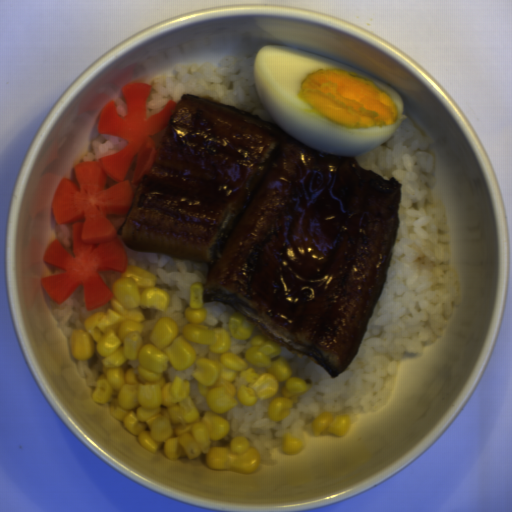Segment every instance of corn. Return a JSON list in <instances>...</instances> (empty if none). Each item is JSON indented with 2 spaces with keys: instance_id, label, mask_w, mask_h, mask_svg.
<instances>
[{
  "instance_id": "corn-1",
  "label": "corn",
  "mask_w": 512,
  "mask_h": 512,
  "mask_svg": "<svg viewBox=\"0 0 512 512\" xmlns=\"http://www.w3.org/2000/svg\"><path fill=\"white\" fill-rule=\"evenodd\" d=\"M111 292L109 308L84 319V329H74L70 335L74 360L94 356V344L103 357L102 374L91 394L93 402L110 404L112 415L122 420L148 452L156 453L163 444L167 459L192 460L204 454L214 470L254 472L261 456L246 438L233 436L222 447H211V442L228 436L230 423L220 415L234 408L237 398L250 405L269 399L284 381L282 395L267 405L268 419L276 422L287 417L297 398L308 391L306 381L292 377L279 343L265 333L249 340L244 357L263 368L262 374L231 354L226 329L201 325L206 320L204 284L196 281L189 288V306L184 310L187 323L181 333L176 321L163 316L151 330L150 343L144 344L145 315L140 308L164 311L169 293L156 288V276L132 265L120 272ZM194 343L207 345L219 358L197 357ZM192 363L196 365L193 378L210 409L204 414L190 397L188 381L166 377L167 368L181 370Z\"/></svg>"
},
{
  "instance_id": "corn-2",
  "label": "corn",
  "mask_w": 512,
  "mask_h": 512,
  "mask_svg": "<svg viewBox=\"0 0 512 512\" xmlns=\"http://www.w3.org/2000/svg\"><path fill=\"white\" fill-rule=\"evenodd\" d=\"M352 425L350 414L333 417V412L321 413L312 420V432L316 435L331 433L336 436H344Z\"/></svg>"
},
{
  "instance_id": "corn-3",
  "label": "corn",
  "mask_w": 512,
  "mask_h": 512,
  "mask_svg": "<svg viewBox=\"0 0 512 512\" xmlns=\"http://www.w3.org/2000/svg\"><path fill=\"white\" fill-rule=\"evenodd\" d=\"M256 325L253 319L238 311L229 317V329L237 339L247 340L252 335Z\"/></svg>"
},
{
  "instance_id": "corn-4",
  "label": "corn",
  "mask_w": 512,
  "mask_h": 512,
  "mask_svg": "<svg viewBox=\"0 0 512 512\" xmlns=\"http://www.w3.org/2000/svg\"><path fill=\"white\" fill-rule=\"evenodd\" d=\"M304 446V441L299 439L293 433H284L282 442H281V451L284 454H294L296 452L302 451Z\"/></svg>"
}]
</instances>
